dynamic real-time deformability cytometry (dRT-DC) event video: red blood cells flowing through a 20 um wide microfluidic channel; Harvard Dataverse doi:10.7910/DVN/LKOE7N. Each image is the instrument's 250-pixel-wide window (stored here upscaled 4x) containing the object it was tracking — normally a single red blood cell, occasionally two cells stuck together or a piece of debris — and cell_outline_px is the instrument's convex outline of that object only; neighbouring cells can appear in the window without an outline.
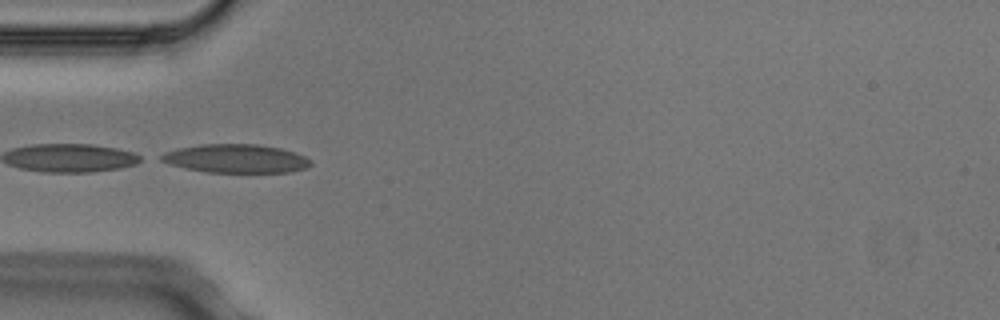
{"species": "Egyptian fruit bat (a non-hibernating species)", "species_latin": "Rousettus aegyptiacus", "temperature_condition": "cold", "stored_images_in_passage": 5, "camera_frame_rate_fps": 3000, "um_per_image_px": 0.085, "animal": {"sex": "male"}, "frame": {"image": 1, "passage_image": 4, "time_ms": 1.0, "image_size_px": [1000, 320], "cell_outline_px": [[312, 164], [304, 168], [292, 172], [208, 172], [184, 168], [160, 160], [156, 156], [164, 152], [176, 148], [200, 144], [256, 144], [280, 148], [296, 152], [304, 156]], "centroid_in_image_um": [20.0, 13.47], "position_along_channel_um": 65.0, "area_um2": 24.91}}